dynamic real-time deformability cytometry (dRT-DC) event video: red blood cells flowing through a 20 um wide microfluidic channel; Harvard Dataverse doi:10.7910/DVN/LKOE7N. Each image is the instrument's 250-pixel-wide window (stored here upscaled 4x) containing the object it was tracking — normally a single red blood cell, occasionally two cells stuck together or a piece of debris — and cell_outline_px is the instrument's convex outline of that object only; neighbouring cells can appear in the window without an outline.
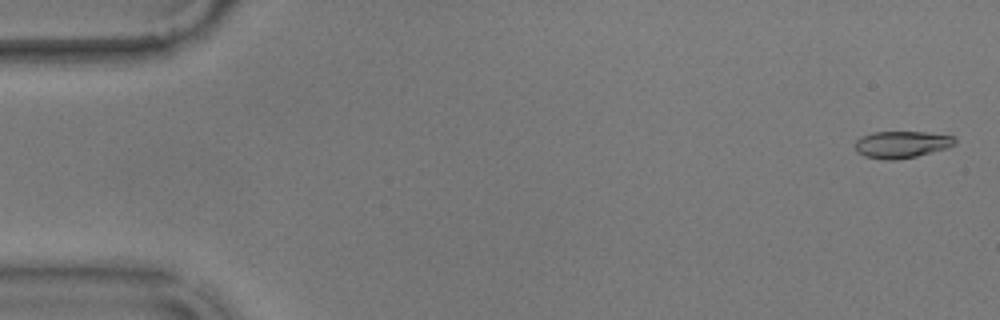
{"species": "common noctule bat (a hibernating species)", "species_latin": "Nyctalus noctula", "temperature_condition": "warm", "stored_images_in_passage": 57, "camera_frame_rate_fps": 3000, "um_per_image_px": 0.085, "animal": {"sex": "male", "body_mass_g": 17.9}, "frame": {"image": 1, "passage_image": 2, "time_ms": 0.333, "image_size_px": [1000, 320], "cell_outline_px": [[956, 144], [948, 148], [916, 156], [892, 160], [884, 160], [864, 156], [856, 152], [856, 140], [860, 136], [872, 132], [924, 132], [956, 136]], "centroid_in_image_um": [76.65, 12.27], "position_along_channel_um": 8.4, "area_um2": 15.78}}
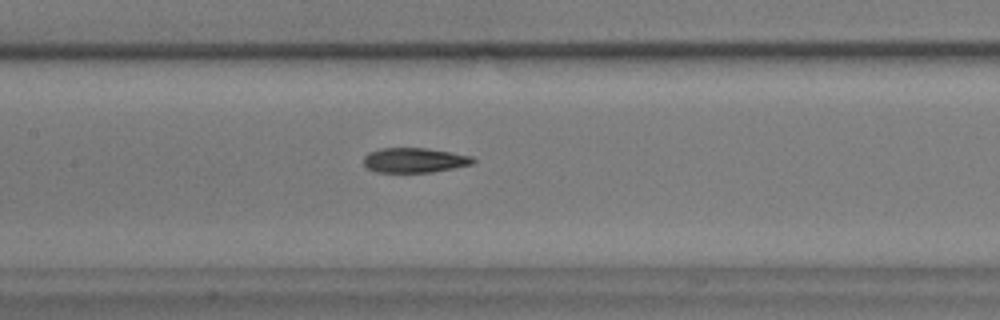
{"frame": {"image": 2, "passage_image": 27, "time_ms": 8.667, "image_size_px": [1000, 320], "cell_outline_px": [[476, 160], [472, 164], [432, 172], [376, 172], [364, 168], [364, 156], [368, 152], [380, 148], [424, 148], [452, 152], [472, 156]], "centroid_in_image_um": [35.19, 13.61], "position_along_channel_um": 172.2, "area_um2": 15.9}}
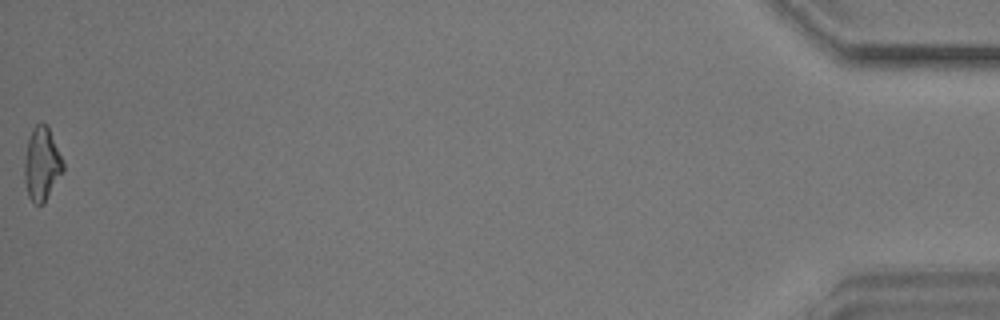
{"frame": {"image": 3, "passage_image": 57, "time_ms": 18.667, "image_size_px": [1000, 320], "cell_outline_px": [[64, 172], [44, 204], [36, 204], [28, 196], [24, 180], [24, 160], [28, 140], [32, 128], [36, 124], [48, 124], [64, 160]], "centroid_in_image_um": [3.58, 13.94], "position_along_channel_um": 431.6, "area_um2": 16.94}, "authors_computed_cell_mechanics": {"area_um2": 16.4152, "velocity_mm_per_s": 3.5804, "shape_relaxation_time_tau1_ms": null, "shape_relaxation_time_tau2_ms": 4.1411, "deformation_change_tau1": null, "deformation_change_tau2": 0.1226}}